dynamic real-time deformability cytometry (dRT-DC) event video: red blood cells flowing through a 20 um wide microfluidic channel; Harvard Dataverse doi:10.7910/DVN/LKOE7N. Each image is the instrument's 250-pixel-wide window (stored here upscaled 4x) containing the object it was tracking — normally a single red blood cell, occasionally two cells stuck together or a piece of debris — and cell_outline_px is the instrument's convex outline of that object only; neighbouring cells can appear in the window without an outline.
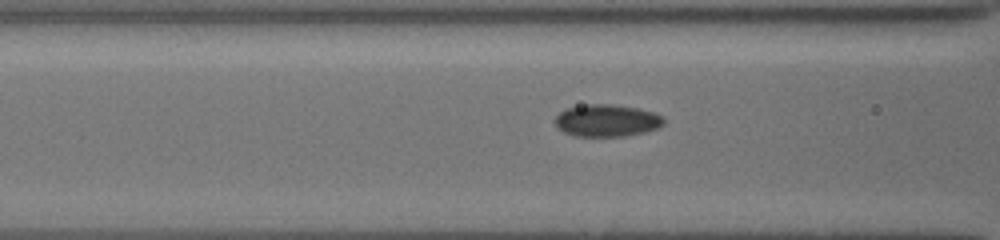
{"species": "common noctule bat (a hibernating species)", "species_latin": "Nyctalus noctula", "temperature_condition": "cold", "stored_images_in_passage": 19, "camera_frame_rate_fps": 3000, "um_per_image_px": 0.085, "animal": {"sex": "female", "body_mass_g": 19.5, "forearm_length_mm": 54.1}, "frame": {"image": 1, "passage_image": 17, "time_ms": 5.333, "image_size_px": [1000, 240], "cell_outline_px": [[664, 124], [656, 128], [644, 132], [624, 136], [572, 136], [556, 128], [552, 120], [564, 108], [588, 104], [612, 104], [640, 108], [664, 116]], "centroid_in_image_um": [51.53, 10.24], "position_along_channel_um": 115.1, "area_um2": 20.69}}